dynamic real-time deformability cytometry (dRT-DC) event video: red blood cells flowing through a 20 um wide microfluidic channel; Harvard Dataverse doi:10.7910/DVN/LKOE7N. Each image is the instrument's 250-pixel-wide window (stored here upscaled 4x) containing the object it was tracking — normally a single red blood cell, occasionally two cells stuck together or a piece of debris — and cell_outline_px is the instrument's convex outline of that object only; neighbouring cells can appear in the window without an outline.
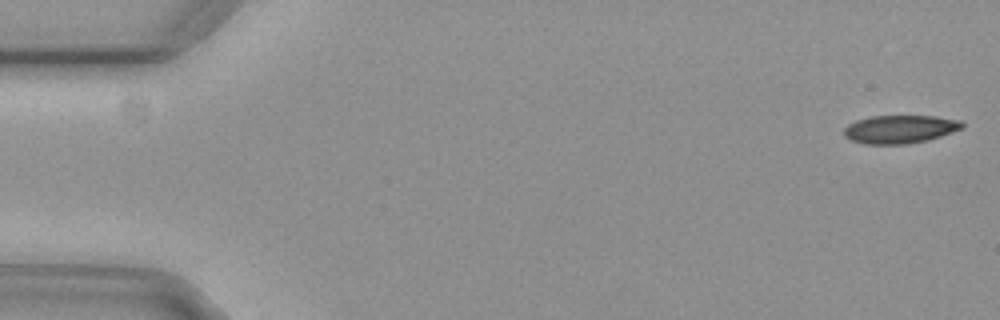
{"species": "common noctule bat (a hibernating species)", "species_latin": "Nyctalus noctula", "temperature_condition": "cold", "stored_images_in_passage": 15, "camera_frame_rate_fps": 3000, "um_per_image_px": 0.085, "animal": {"sex": "female", "body_mass_g": 29.2, "forearm_length_mm": 56.3}, "frame": {"image": 1, "passage_image": 1, "time_ms": 0.0, "image_size_px": [1000, 320], "cell_outline_px": [[964, 128], [928, 140], [908, 144], [864, 144], [852, 140], [844, 136], [844, 128], [848, 124], [856, 120], [872, 116], [936, 116], [960, 120], [964, 124]], "centroid_in_image_um": [76.5, 10.98], "position_along_channel_um": 8.5, "area_um2": 19.48}}
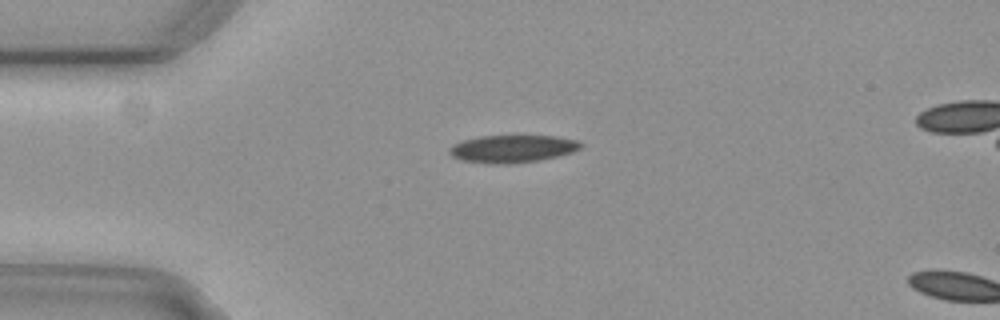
{"frame": {"image": 2, "passage_image": 13, "time_ms": 4.0, "image_size_px": [1000, 320], "cell_outline_px": [[584, 144], [580, 148], [572, 152], [540, 160], [508, 164], [492, 164], [460, 160], [452, 156], [448, 152], [448, 148], [452, 144], [464, 140], [480, 136], [552, 136], [576, 140]], "centroid_in_image_um": [43.51, 12.65], "position_along_channel_um": 41.5, "area_um2": 21.04}}